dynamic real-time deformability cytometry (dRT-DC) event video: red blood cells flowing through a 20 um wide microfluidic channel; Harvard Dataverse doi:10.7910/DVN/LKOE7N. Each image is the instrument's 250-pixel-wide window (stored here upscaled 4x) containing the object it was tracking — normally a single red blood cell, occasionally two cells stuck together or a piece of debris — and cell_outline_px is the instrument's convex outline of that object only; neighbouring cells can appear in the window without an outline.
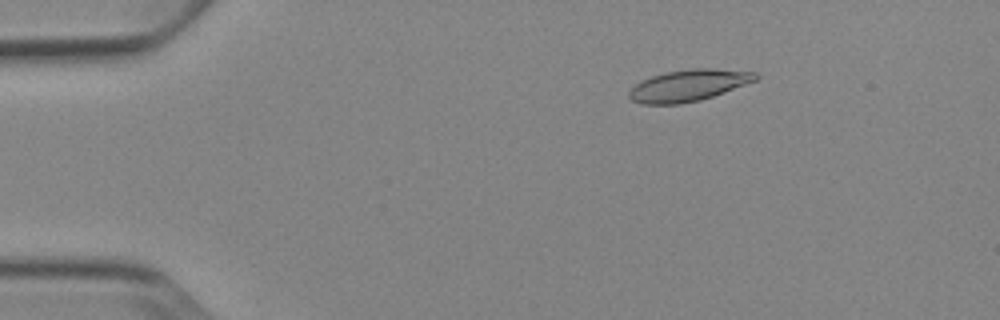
{"species": "Egyptian fruit bat (a non-hibernating species)", "species_latin": "Rousettus aegyptiacus", "temperature_condition": "cold", "stored_images_in_passage": 53, "camera_frame_rate_fps": 3000, "um_per_image_px": 0.085, "animal": {"sex": "female"}, "frame": {"image": 1, "passage_image": 9, "time_ms": 2.667, "image_size_px": [1000, 320], "cell_outline_px": [[760, 76], [756, 80], [724, 92], [700, 100], [680, 104], [640, 104], [632, 100], [628, 96], [628, 92], [640, 80], [652, 76], [668, 72], [688, 68], [716, 68], [756, 72]], "centroid_in_image_um": [58.52, 7.25], "position_along_channel_um": 26.5, "area_um2": 23.29}}
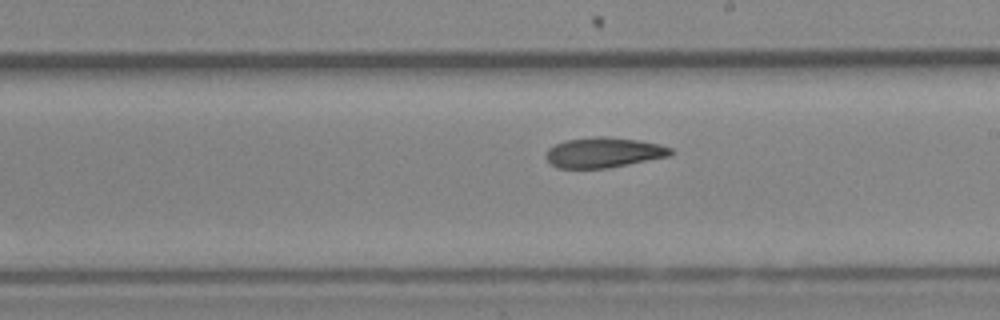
{"frame": {"image": 2, "passage_image": 31, "time_ms": 10.0, "image_size_px": [1000, 320], "cell_outline_px": [[672, 156], [608, 168], [556, 168], [544, 156], [548, 148], [556, 144], [568, 140], [596, 136], [604, 136], [640, 140], [660, 144], [672, 148]], "centroid_in_image_um": [51.34, 12.96], "position_along_channel_um": 237.7, "area_um2": 22.08}}
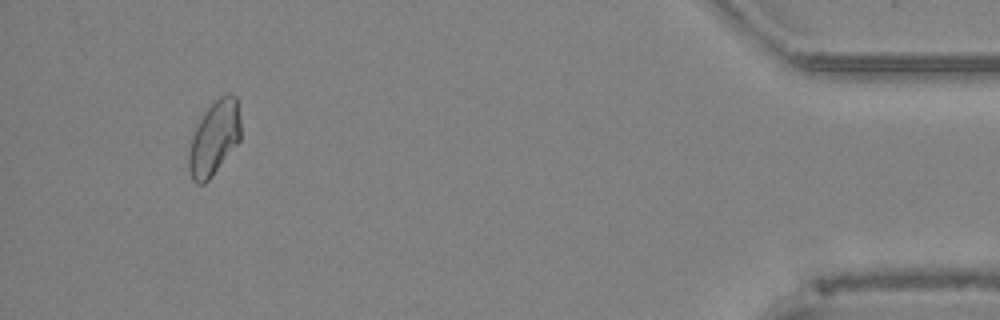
{"frame": {"image": 3, "passage_image": 50, "time_ms": 16.333, "image_size_px": [1000, 320], "cell_outline_px": [[240, 140], [212, 176], [204, 184], [196, 184], [192, 180], [188, 168], [188, 152], [192, 136], [200, 120], [208, 108], [220, 96], [228, 92], [236, 96], [240, 120]], "centroid_in_image_um": [18.2, 11.76], "position_along_channel_um": 417.0, "area_um2": 22.31}, "authors_computed_cell_mechanics": {"area_um2": 22.8888, "velocity_mm_per_s": 3.8518, "shape_relaxation_time_tau1_ms": 5.9328, "shape_relaxation_time_tau2_ms": 7.6825, "deformation_change_tau1": 0.1345, "deformation_change_tau2": 0.1235}}